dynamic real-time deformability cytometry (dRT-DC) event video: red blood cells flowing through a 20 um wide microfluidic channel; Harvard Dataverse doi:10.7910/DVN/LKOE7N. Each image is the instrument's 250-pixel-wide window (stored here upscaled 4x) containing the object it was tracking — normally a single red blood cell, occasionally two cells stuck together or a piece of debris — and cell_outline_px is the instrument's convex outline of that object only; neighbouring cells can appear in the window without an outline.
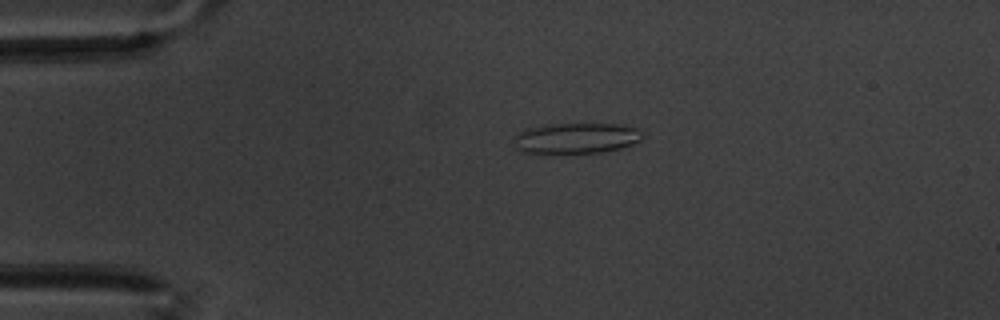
{"species": "common noctule bat (a hibernating species)", "species_latin": "Nyctalus noctula", "temperature_condition": "warm", "stored_images_in_passage": 51, "camera_frame_rate_fps": 3000, "um_per_image_px": 0.085, "animal": {"sex": "male", "body_mass_g": 20.1, "forearm_length_mm": 53.5}, "frame": {"image": 1, "passage_image": 4, "time_ms": 1.0, "image_size_px": [1000, 320], "cell_outline_px": [[644, 136], [640, 140], [632, 144], [620, 148], [604, 152], [520, 152], [512, 148], [512, 136], [528, 128], [552, 124], [620, 124], [636, 128], [644, 132]], "centroid_in_image_um": [48.94, 11.74], "position_along_channel_um": 36.1, "area_um2": 23.0}}
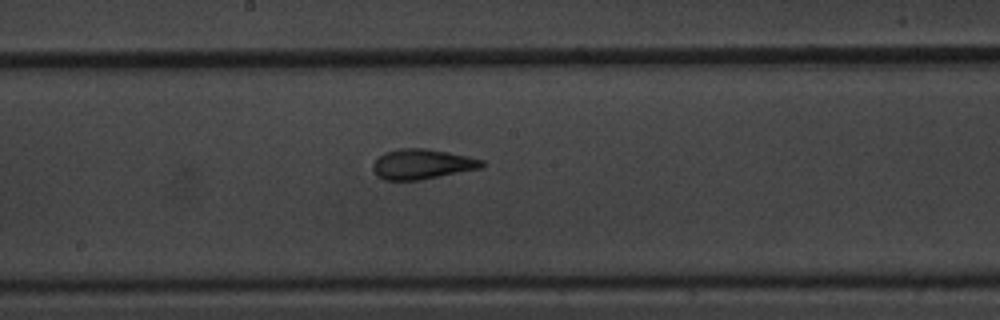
{"frame": {"image": 2, "passage_image": 23, "time_ms": 7.333, "image_size_px": [1000, 320], "cell_outline_px": [[484, 168], [420, 180], [384, 180], [376, 176], [372, 168], [372, 164], [384, 152], [400, 148], [424, 148], [448, 152], [468, 156], [484, 160]], "centroid_in_image_um": [35.89, 13.96], "position_along_channel_um": 212.3, "area_um2": 19.31}}
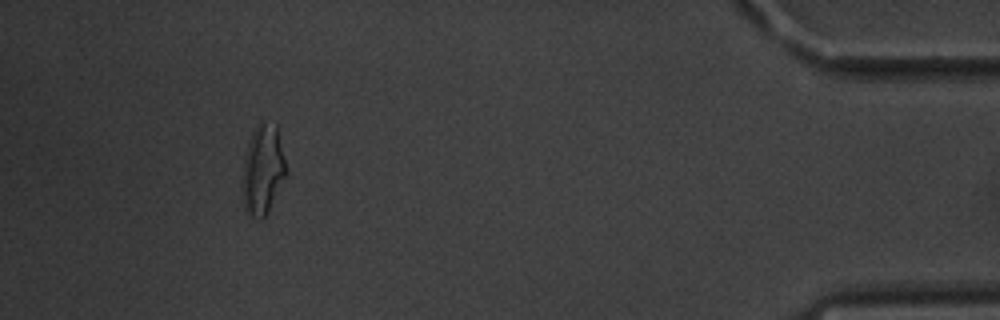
{"frame": {"image": 3, "passage_image": 46, "time_ms": 15.0, "image_size_px": [1000, 320], "cell_outline_px": [[288, 172], [268, 212], [260, 220], [252, 216], [244, 208], [244, 156], [252, 132], [256, 124], [276, 124]], "centroid_in_image_um": [22.37, 14.43], "position_along_channel_um": 412.8, "area_um2": 22.31}, "authors_computed_cell_mechanics": {"area_um2": 19.4208, "velocity_mm_per_s": 3.3855, "shape_relaxation_time_tau1_ms": 9.0313, "shape_relaxation_time_tau2_ms": 2.1344, "deformation_change_tau1": 0.2302, "deformation_change_tau2": 0.0916}}